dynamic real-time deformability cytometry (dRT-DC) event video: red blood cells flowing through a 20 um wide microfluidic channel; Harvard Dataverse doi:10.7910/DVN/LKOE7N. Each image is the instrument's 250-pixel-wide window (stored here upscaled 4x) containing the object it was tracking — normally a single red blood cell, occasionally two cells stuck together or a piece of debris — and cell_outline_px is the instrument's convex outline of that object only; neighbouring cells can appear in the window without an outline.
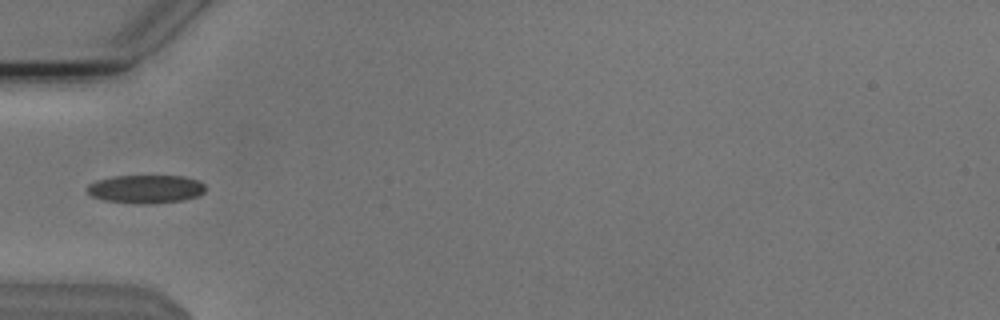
{"species": "Egyptian fruit bat (a non-hibernating species)", "species_latin": "Rousettus aegyptiacus", "temperature_condition": "cold", "stored_images_in_passage": 5, "camera_frame_rate_fps": 3000, "um_per_image_px": 0.085, "animal": {"sex": "male"}, "frame": {"image": 1, "passage_image": 4, "time_ms": 1.0, "image_size_px": [1000, 320], "cell_outline_px": [[204, 192], [200, 196], [184, 200], [152, 204], [136, 204], [104, 200], [92, 196], [88, 192], [88, 184], [96, 180], [112, 176], [184, 176], [196, 180], [204, 184]], "centroid_in_image_um": [12.4, 16.07], "position_along_channel_um": 72.6, "area_um2": 19.65}}